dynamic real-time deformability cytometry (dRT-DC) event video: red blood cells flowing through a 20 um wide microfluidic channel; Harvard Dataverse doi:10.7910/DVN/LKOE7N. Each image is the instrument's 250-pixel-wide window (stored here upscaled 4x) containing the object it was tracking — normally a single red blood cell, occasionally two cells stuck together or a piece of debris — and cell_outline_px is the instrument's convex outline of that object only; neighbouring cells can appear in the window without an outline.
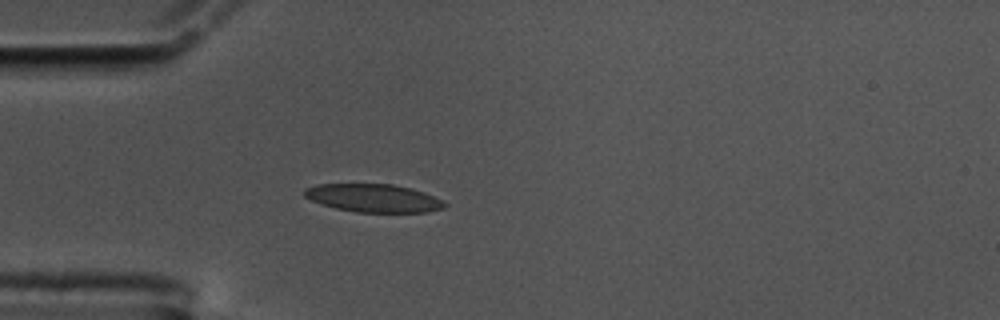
{"species": "common noctule bat (a hibernating species)", "species_latin": "Nyctalus noctula", "temperature_condition": "cold", "stored_images_in_passage": 11, "segment_of_instrument_passage": [1, 2], "camera_frame_rate_fps": 3000, "um_per_image_px": 0.085, "animal": {"sex": "male", "body_mass_g": 17.5, "forearm_length_mm": 52.3}, "frame": {"image": 1, "passage_image": 1, "time_ms": 0.0, "image_size_px": [1000, 320], "cell_outline_px": [[448, 204], [444, 208], [428, 212], [356, 212], [336, 208], [312, 200], [304, 196], [304, 188], [316, 184], [392, 184], [412, 188], [444, 200]], "centroid_in_image_um": [31.78, 16.83], "position_along_channel_um": 53.2, "area_um2": 22.95}}
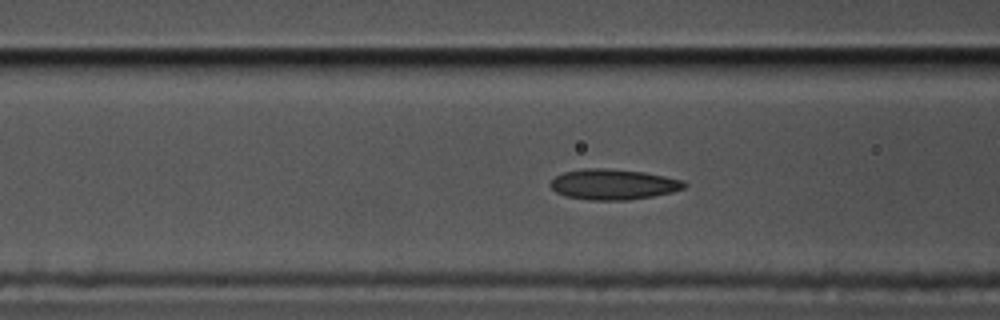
{"frame": {"image": 2, "passage_image": 7, "time_ms": 2.0, "image_size_px": [1000, 320], "cell_outline_px": [[688, 184], [684, 188], [672, 192], [652, 196], [628, 200], [588, 200], [564, 196], [556, 192], [548, 184], [556, 176], [564, 172], [584, 168], [600, 168], [644, 172], [684, 180]], "centroid_in_image_um": [52.12, 15.67], "position_along_channel_um": 114.5, "area_um2": 23.81}}
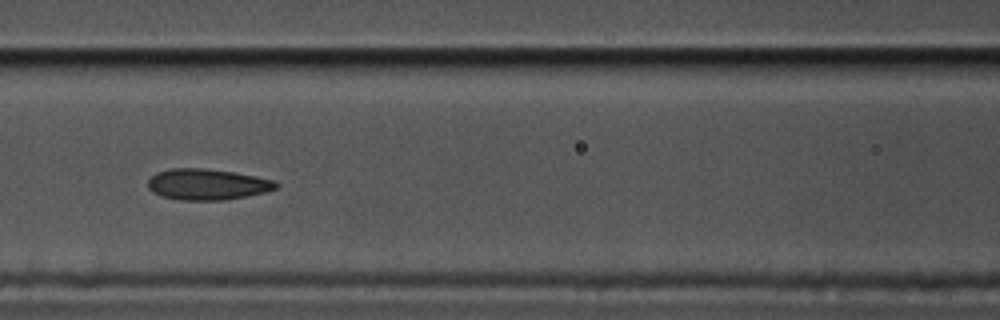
{"frame": {"image": 3, "passage_image": 10, "time_ms": 3.0, "image_size_px": [1000, 320], "cell_outline_px": [[280, 184], [276, 188], [268, 192], [224, 200], [180, 200], [164, 196], [148, 188], [148, 180], [156, 172], [172, 168], [200, 168], [232, 172], [256, 176], [272, 180]], "centroid_in_image_um": [17.64, 15.67], "position_along_channel_um": 149.0, "area_um2": 22.95}}